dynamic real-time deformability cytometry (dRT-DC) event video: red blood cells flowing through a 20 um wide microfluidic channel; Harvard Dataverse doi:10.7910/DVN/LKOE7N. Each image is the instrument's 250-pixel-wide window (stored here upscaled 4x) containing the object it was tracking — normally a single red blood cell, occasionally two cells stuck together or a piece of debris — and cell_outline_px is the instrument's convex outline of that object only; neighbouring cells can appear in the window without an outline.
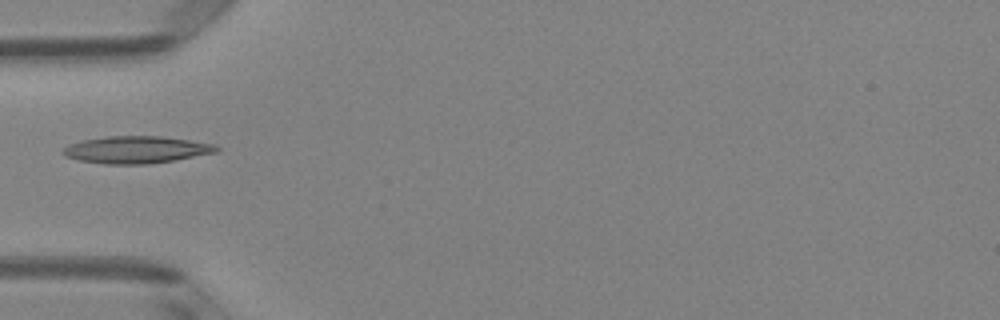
{"species": "Egyptian fruit bat (a non-hibernating species)", "species_latin": "Rousettus aegyptiacus", "temperature_condition": "room temperature", "stored_images_in_passage": 5, "camera_frame_rate_fps": 3000, "um_per_image_px": 0.085, "animal": {"sex": "female"}, "frame": {"image": 1, "passage_image": 5, "time_ms": 1.333, "image_size_px": [1000, 320], "cell_outline_px": [[220, 148], [216, 152], [172, 160], [148, 164], [104, 164], [76, 160], [64, 156], [60, 152], [68, 144], [80, 140], [108, 136], [160, 136], [216, 144]], "centroid_in_image_um": [11.51, 12.72], "position_along_channel_um": 73.5, "area_um2": 24.33}}